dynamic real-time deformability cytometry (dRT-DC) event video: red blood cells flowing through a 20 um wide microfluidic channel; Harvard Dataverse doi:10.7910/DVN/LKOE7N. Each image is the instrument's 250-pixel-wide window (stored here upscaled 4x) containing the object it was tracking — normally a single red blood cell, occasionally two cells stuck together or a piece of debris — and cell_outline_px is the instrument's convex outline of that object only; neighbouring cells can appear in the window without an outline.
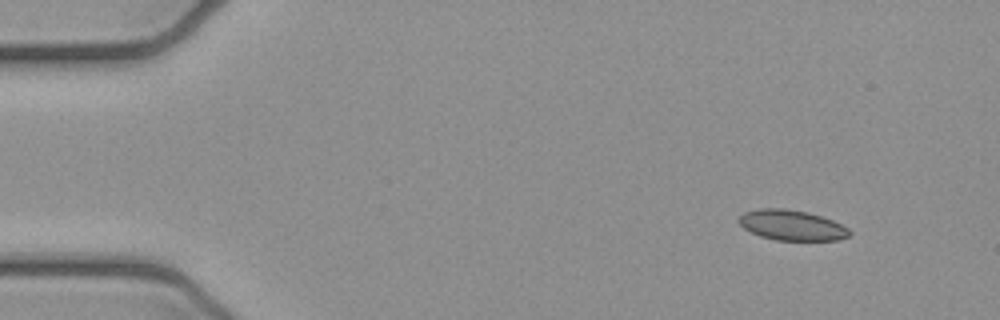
{"species": "common noctule bat (a hibernating species)", "species_latin": "Nyctalus noctula", "temperature_condition": "cold", "stored_images_in_passage": 4, "camera_frame_rate_fps": 3000, "um_per_image_px": 0.085, "animal": {"sex": "female", "body_mass_g": 21.9}, "frame": {"image": 1, "passage_image": 1, "time_ms": 0.0, "image_size_px": [1000, 320], "cell_outline_px": [[852, 232], [848, 236], [836, 240], [776, 240], [760, 236], [744, 228], [736, 220], [744, 212], [760, 208], [784, 208], [808, 212], [832, 220], [848, 228]], "centroid_in_image_um": [67.28, 19.13], "position_along_channel_um": 17.7, "area_um2": 19.48}}
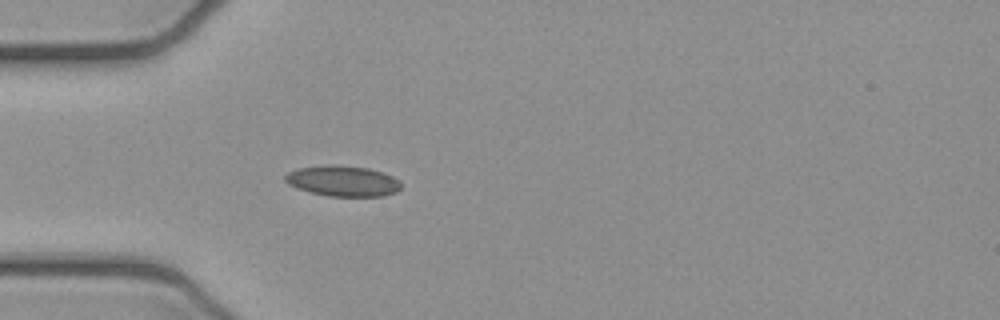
{"frame": {"image": 2, "passage_image": 4, "time_ms": 1.0, "image_size_px": [1000, 320], "cell_outline_px": [[400, 188], [396, 192], [384, 196], [328, 196], [312, 192], [288, 184], [284, 180], [284, 176], [288, 172], [296, 168], [328, 164], [336, 164], [368, 168], [392, 176], [400, 180]], "centroid_in_image_um": [29.13, 15.37], "position_along_channel_um": 55.9, "area_um2": 20.69}}